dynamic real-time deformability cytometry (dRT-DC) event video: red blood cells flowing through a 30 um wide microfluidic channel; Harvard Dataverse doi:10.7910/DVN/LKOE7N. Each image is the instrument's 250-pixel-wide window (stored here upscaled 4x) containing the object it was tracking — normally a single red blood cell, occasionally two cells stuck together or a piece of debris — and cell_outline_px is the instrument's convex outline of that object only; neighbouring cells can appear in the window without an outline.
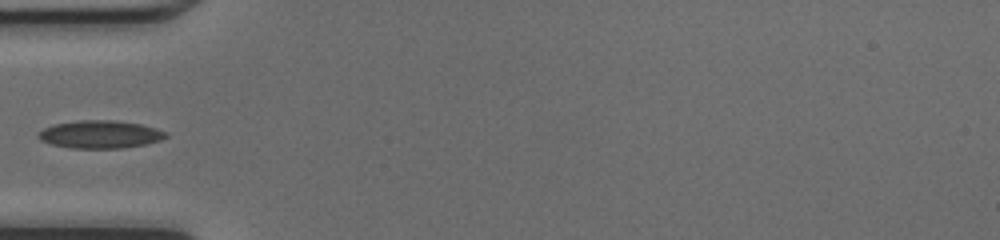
{"species": "common noctule bat (a hibernating species)", "species_latin": "Nyctalus noctula", "temperature_condition": "cold", "stored_images_in_passage": 33, "camera_frame_rate_fps": 3000, "um_per_image_px": 0.085, "animal": {"sex": "female", "body_mass_g": 17.0, "forearm_length_mm": 48.0}, "frame": {"image": 1, "passage_image": 1, "time_ms": 0.0, "image_size_px": [1000, 240], "cell_outline_px": [[168, 136], [160, 140], [144, 144], [120, 148], [72, 148], [52, 144], [40, 140], [36, 136], [44, 128], [52, 124], [76, 120], [116, 120], [140, 124], [156, 128], [168, 132]], "centroid_in_image_um": [8.5, 11.41], "position_along_channel_um": 76.5, "area_um2": 20.69}}
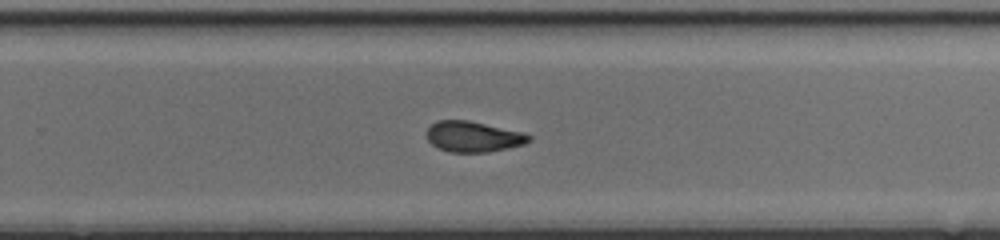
{"frame": {"image": 2, "passage_image": 16, "time_ms": 5.0, "image_size_px": [1000, 240], "cell_outline_px": [[532, 140], [524, 144], [508, 148], [488, 152], [448, 152], [436, 148], [428, 140], [428, 128], [436, 120], [468, 120], [520, 132], [532, 136]], "centroid_in_image_um": [40.21, 11.62], "position_along_channel_um": 289.6, "area_um2": 18.15}}
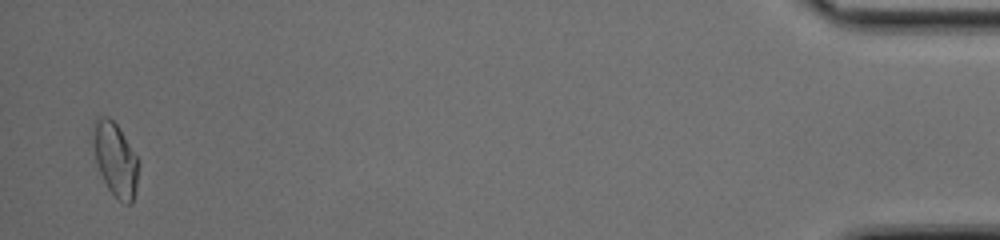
{"frame": {"image": 3, "passage_image": 32, "time_ms": 10.333, "image_size_px": [1000, 240], "cell_outline_px": [[140, 164], [136, 192], [132, 204], [124, 204], [108, 188], [100, 172], [96, 160], [92, 140], [92, 128], [96, 120], [100, 116], [108, 116], [116, 124], [140, 160]], "centroid_in_image_um": [9.84, 13.55], "position_along_channel_um": 425.4, "area_um2": 19.59}}